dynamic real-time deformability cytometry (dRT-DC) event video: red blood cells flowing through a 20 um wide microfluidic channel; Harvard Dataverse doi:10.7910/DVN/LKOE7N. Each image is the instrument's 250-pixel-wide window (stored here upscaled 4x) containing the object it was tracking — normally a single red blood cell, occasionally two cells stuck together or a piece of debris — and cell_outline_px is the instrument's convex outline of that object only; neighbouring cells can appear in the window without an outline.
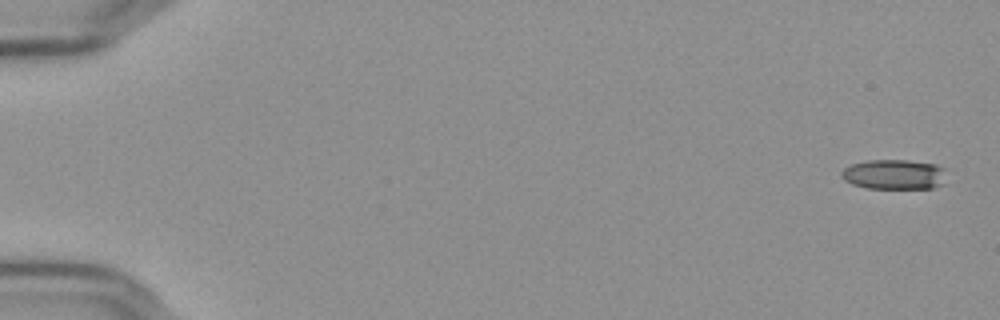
{"species": "Egyptian fruit bat (a non-hibernating species)", "species_latin": "Rousettus aegyptiacus", "temperature_condition": "cold", "stored_images_in_passage": 8, "camera_frame_rate_fps": 3000, "um_per_image_px": 0.085, "frame": {"image": 1, "passage_image": 1, "time_ms": 0.0, "image_size_px": [1000, 320], "cell_outline_px": [[944, 184], [932, 188], [868, 188], [852, 184], [844, 180], [840, 176], [840, 172], [844, 168], [852, 164], [868, 160], [908, 160], [936, 164], [944, 168]], "centroid_in_image_um": [75.99, 14.82], "position_along_channel_um": 9.0, "area_um2": 18.38}}
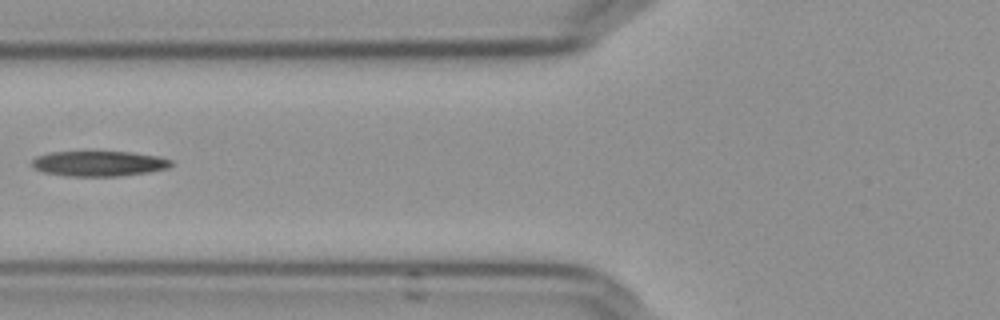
{"frame": {"image": 2, "passage_image": 7, "time_ms": 2.0, "image_size_px": [1000, 320], "cell_outline_px": [[172, 164], [168, 168], [148, 172], [120, 176], [64, 176], [44, 172], [36, 168], [32, 164], [32, 160], [36, 156], [52, 152], [132, 152], [160, 156], [172, 160]], "centroid_in_image_um": [8.44, 13.9], "position_along_channel_um": 117.4, "area_um2": 20.46}}
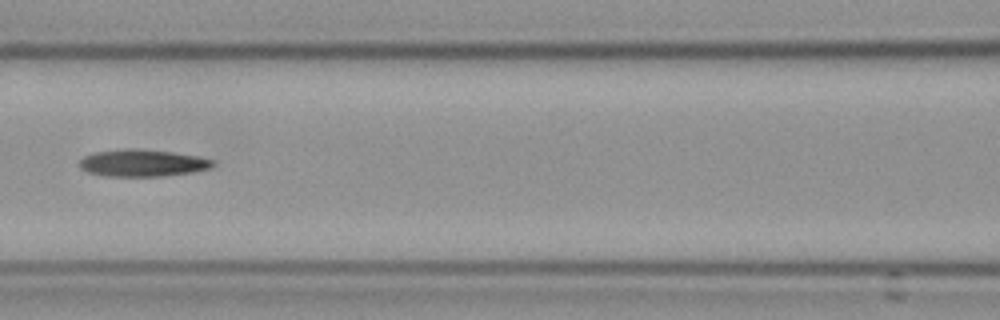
{"frame": {"image": 3, "passage_image": 8, "time_ms": 2.333, "image_size_px": [1000, 320], "cell_outline_px": [[216, 164], [208, 168], [192, 172], [160, 176], [104, 176], [88, 172], [80, 168], [80, 160], [84, 156], [92, 152], [124, 148], [132, 148], [172, 152], [196, 156], [216, 160]], "centroid_in_image_um": [12.08, 13.84], "position_along_channel_um": 154.5, "area_um2": 21.04}}